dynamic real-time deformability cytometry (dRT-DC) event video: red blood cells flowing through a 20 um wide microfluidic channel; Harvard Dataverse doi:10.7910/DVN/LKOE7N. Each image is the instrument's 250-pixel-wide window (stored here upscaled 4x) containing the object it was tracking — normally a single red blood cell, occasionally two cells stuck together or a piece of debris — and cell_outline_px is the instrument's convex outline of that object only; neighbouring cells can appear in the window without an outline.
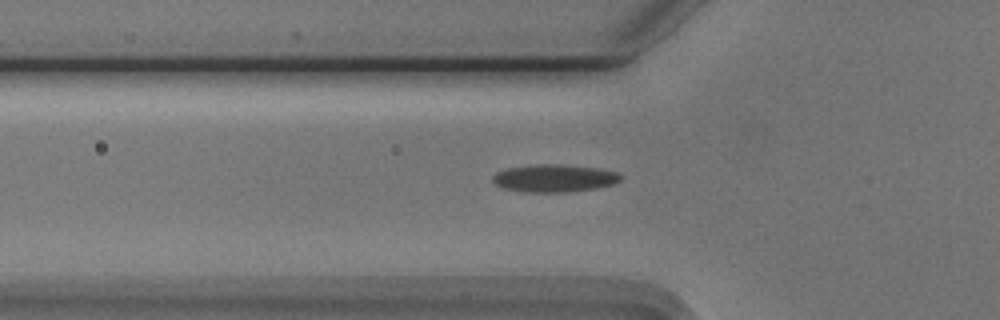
{"species": "Egyptian fruit bat (a non-hibernating species)", "species_latin": "Rousettus aegyptiacus", "temperature_condition": "cold", "stored_images_in_passage": 41, "segment_of_instrument_passage": [1, 2], "camera_frame_rate_fps": 3000, "um_per_image_px": 0.085, "animal": {"sex": "male"}, "frame": {"image": 1, "passage_image": 4, "time_ms": 1.0, "image_size_px": [1000, 320], "cell_outline_px": [[624, 176], [620, 180], [612, 184], [596, 188], [568, 192], [520, 192], [504, 188], [496, 184], [492, 180], [492, 176], [496, 172], [508, 168], [536, 164], [560, 164], [596, 168], [616, 172]], "centroid_in_image_um": [47.09, 15.15], "position_along_channel_um": 78.7, "area_um2": 20.58}}
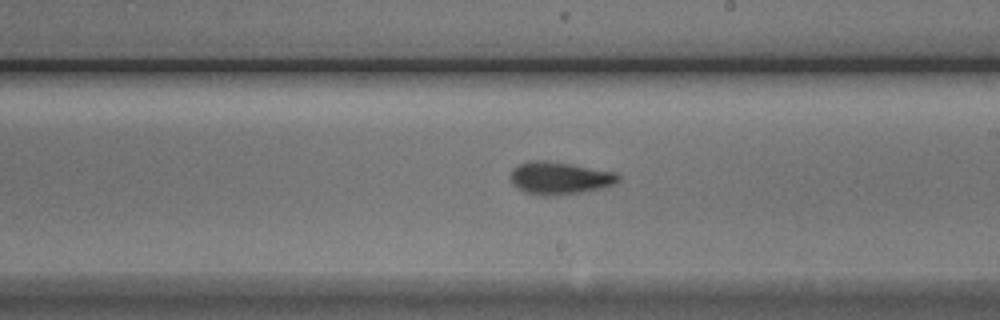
{"frame": {"image": 2, "passage_image": 17, "time_ms": 5.333, "image_size_px": [1000, 320], "cell_outline_px": [[620, 180], [608, 188], [580, 192], [544, 196], [524, 192], [516, 188], [512, 184], [512, 168], [516, 164], [528, 160], [548, 160], [616, 172], [620, 176]], "centroid_in_image_um": [47.57, 15.12], "position_along_channel_um": 241.4, "area_um2": 20.69}}
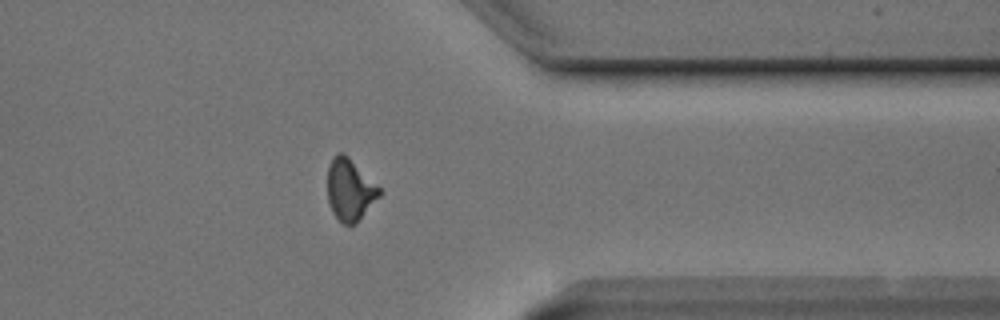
{"frame": {"image": 3, "passage_image": 29, "time_ms": 9.333, "image_size_px": [1000, 320], "cell_outline_px": [[384, 192], [356, 224], [344, 224], [332, 212], [328, 204], [328, 164], [332, 156], [336, 152], [344, 152]], "centroid_in_image_um": [29.74, 16.11], "position_along_channel_um": 381.7, "area_um2": 18.84}}